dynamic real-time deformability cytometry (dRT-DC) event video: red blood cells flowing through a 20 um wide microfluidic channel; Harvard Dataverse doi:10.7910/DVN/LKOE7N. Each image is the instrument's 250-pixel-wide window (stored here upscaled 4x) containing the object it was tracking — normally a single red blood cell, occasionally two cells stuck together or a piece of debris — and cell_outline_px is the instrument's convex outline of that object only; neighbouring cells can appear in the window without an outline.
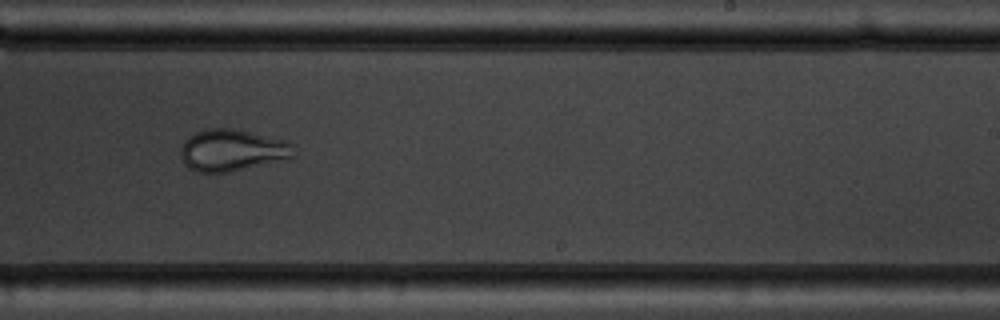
{"species": "common noctule bat (a hibernating species)", "species_latin": "Nyctalus noctula", "temperature_condition": "warm", "stored_images_in_passage": 10, "camera_frame_rate_fps": 3000, "um_per_image_px": 0.085, "animal": {"sex": "male", "body_mass_g": 19.5, "forearm_length_mm": 54.6}, "frame": {"image": 1, "passage_image": 10, "time_ms": 10.333, "image_size_px": [1000, 320], "cell_outline_px": [[292, 156], [288, 160], [228, 172], [196, 172], [188, 168], [180, 160], [180, 148], [184, 140], [188, 136], [196, 132], [208, 128], [232, 128], [284, 140], [292, 144]], "centroid_in_image_um": [19.67, 12.78], "position_along_channel_um": 269.3, "area_um2": 27.69}}